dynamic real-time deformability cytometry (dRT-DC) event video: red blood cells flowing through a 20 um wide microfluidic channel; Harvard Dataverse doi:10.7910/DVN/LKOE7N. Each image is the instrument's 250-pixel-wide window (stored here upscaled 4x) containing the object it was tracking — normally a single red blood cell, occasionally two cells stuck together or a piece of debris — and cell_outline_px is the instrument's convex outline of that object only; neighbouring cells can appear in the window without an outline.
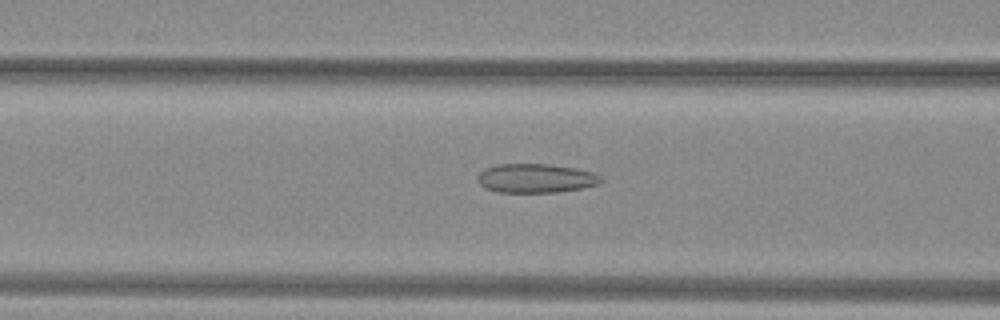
{"species": "common noctule bat (a hibernating species)", "species_latin": "Nyctalus noctula", "temperature_condition": "warm", "stored_images_in_passage": 44, "camera_frame_rate_fps": 3000, "um_per_image_px": 0.085, "animal": {"sex": "female", "body_mass_g": 29.2, "forearm_length_mm": 56.3}, "frame": {"image": 1, "passage_image": 14, "time_ms": 4.333, "image_size_px": [1000, 320], "cell_outline_px": [[604, 180], [600, 184], [580, 188], [556, 192], [496, 192], [484, 188], [476, 180], [476, 176], [484, 168], [496, 164], [552, 164], [576, 168], [592, 172], [600, 176]], "centroid_in_image_um": [45.51, 15.14], "position_along_channel_um": 121.1, "area_um2": 21.1}}
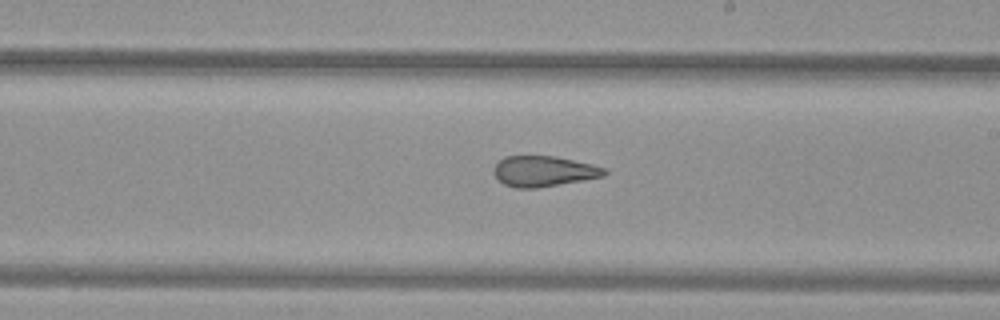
{"frame": {"image": 2, "passage_image": 23, "time_ms": 7.333, "image_size_px": [1000, 320], "cell_outline_px": [[608, 172], [604, 176], [584, 180], [536, 188], [516, 188], [504, 184], [492, 172], [492, 168], [504, 156], [556, 156], [592, 164], [608, 168]], "centroid_in_image_um": [46.23, 14.55], "position_along_channel_um": 242.8, "area_um2": 19.83}}
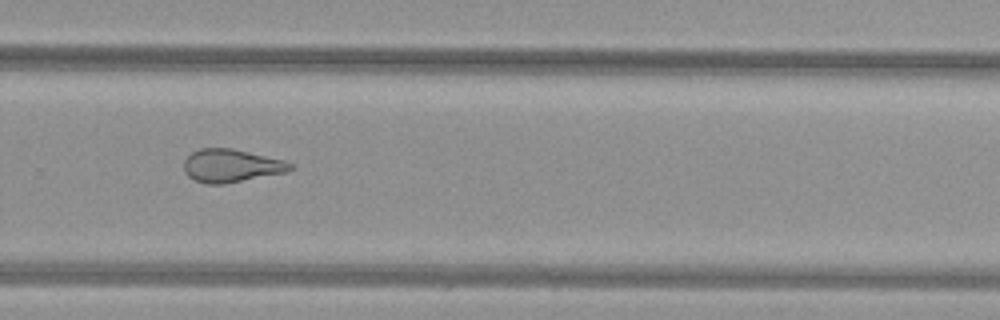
{"frame": {"image": 3, "passage_image": 28, "time_ms": 9.0, "image_size_px": [1000, 320], "cell_outline_px": [[296, 168], [288, 172], [224, 184], [208, 184], [196, 180], [188, 176], [184, 172], [184, 160], [192, 152], [200, 148], [232, 148], [284, 160], [292, 164]], "centroid_in_image_um": [19.68, 14.08], "position_along_channel_um": 310.1, "area_um2": 20.58}, "authors_computed_cell_mechanics": {"area_um2": 22.9755, "velocity_mm_per_s": 4.0581, "shape_relaxation_time_tau1_ms": null, "shape_relaxation_time_tau2_ms": 2.0184, "deformation_change_tau1": null, "deformation_change_tau2": 0.1064}}